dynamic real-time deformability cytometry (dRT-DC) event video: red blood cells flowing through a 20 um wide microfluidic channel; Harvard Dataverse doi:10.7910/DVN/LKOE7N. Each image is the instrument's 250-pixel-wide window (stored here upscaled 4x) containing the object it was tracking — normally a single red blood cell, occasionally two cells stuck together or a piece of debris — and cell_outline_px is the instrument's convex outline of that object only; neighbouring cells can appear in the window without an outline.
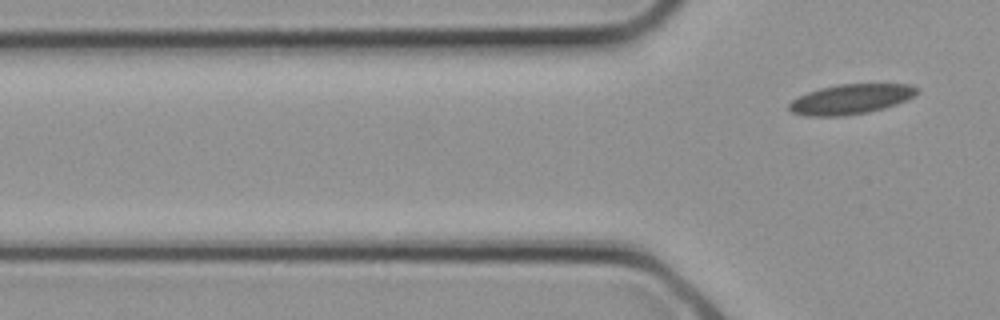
{"species": "common noctule bat (a hibernating species)", "species_latin": "Nyctalus noctula", "temperature_condition": "cold", "stored_images_in_passage": 4, "camera_frame_rate_fps": 3000, "um_per_image_px": 0.085, "animal": {"sex": "female", "body_mass_g": 21.9}, "frame": {"image": 1, "passage_image": 4, "time_ms": 1.0, "image_size_px": [1000, 320], "cell_outline_px": [[920, 92], [908, 100], [884, 108], [868, 112], [848, 116], [808, 116], [792, 112], [788, 108], [788, 104], [792, 100], [808, 92], [820, 88], [840, 84], [908, 84], [920, 88]], "centroid_in_image_um": [72.36, 8.43], "position_along_channel_um": 53.4, "area_um2": 22.43}}